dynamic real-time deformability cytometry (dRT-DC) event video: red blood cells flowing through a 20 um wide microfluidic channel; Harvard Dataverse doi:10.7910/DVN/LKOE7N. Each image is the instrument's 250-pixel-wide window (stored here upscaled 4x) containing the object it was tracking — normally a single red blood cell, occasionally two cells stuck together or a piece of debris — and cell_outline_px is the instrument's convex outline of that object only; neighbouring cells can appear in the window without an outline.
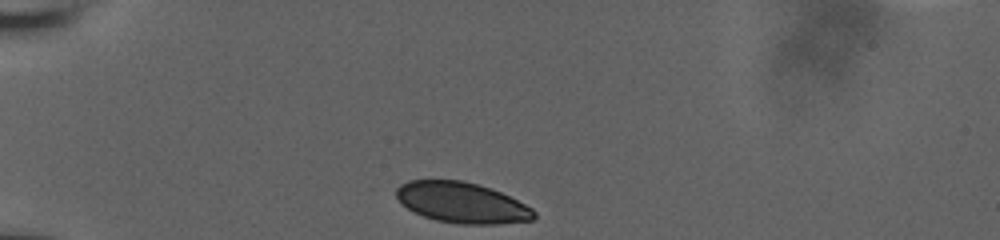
{"species": "human", "species_latin": "Homo sapiens", "temperature_condition": "room temperature", "stored_images_in_passage": 40, "camera_frame_rate_fps": 3000, "um_per_image_px": 0.085, "donor": {"sex": "male"}, "frame": {"image": 1, "passage_image": 1, "time_ms": 0.0, "image_size_px": [1000, 240], "cell_outline_px": [[536, 216], [532, 220], [496, 224], [460, 224], [436, 220], [424, 216], [408, 208], [396, 196], [396, 188], [400, 184], [408, 180], [460, 180], [492, 188], [532, 208], [536, 212]], "centroid_in_image_um": [39.26, 17.22], "position_along_channel_um": 45.7, "area_um2": 32.37}}
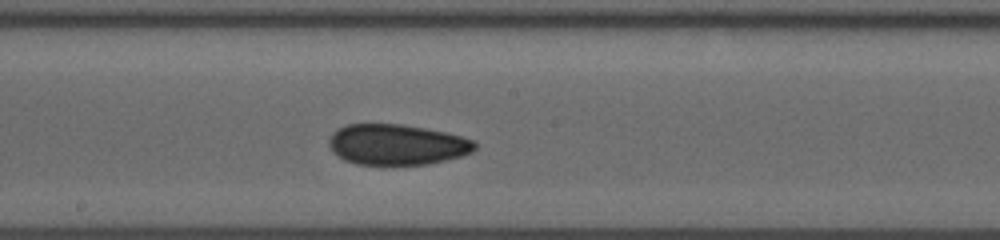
{"frame": {"image": 2, "passage_image": 17, "time_ms": 5.333, "image_size_px": [1000, 240], "cell_outline_px": [[476, 148], [472, 152], [460, 156], [428, 164], [356, 164], [344, 160], [332, 152], [328, 144], [328, 140], [332, 132], [348, 124], [400, 124], [424, 128], [444, 132], [476, 140]], "centroid_in_image_um": [33.71, 12.29], "position_along_channel_um": 214.5, "area_um2": 34.45}}
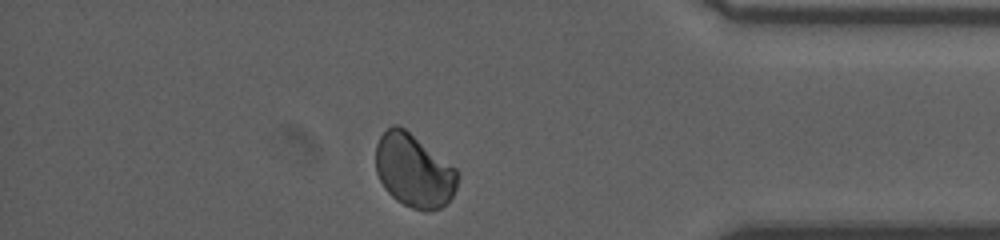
{"frame": {"image": 3, "passage_image": 33, "time_ms": 10.667, "image_size_px": [1000, 240], "cell_outline_px": [[460, 172], [456, 188], [452, 196], [440, 208], [428, 212], [424, 212], [412, 208], [396, 200], [384, 188], [376, 172], [376, 144], [380, 136], [392, 124], [396, 124], [404, 128], [456, 168]], "centroid_in_image_um": [35.18, 14.52], "position_along_channel_um": 400.0, "area_um2": 34.91}}